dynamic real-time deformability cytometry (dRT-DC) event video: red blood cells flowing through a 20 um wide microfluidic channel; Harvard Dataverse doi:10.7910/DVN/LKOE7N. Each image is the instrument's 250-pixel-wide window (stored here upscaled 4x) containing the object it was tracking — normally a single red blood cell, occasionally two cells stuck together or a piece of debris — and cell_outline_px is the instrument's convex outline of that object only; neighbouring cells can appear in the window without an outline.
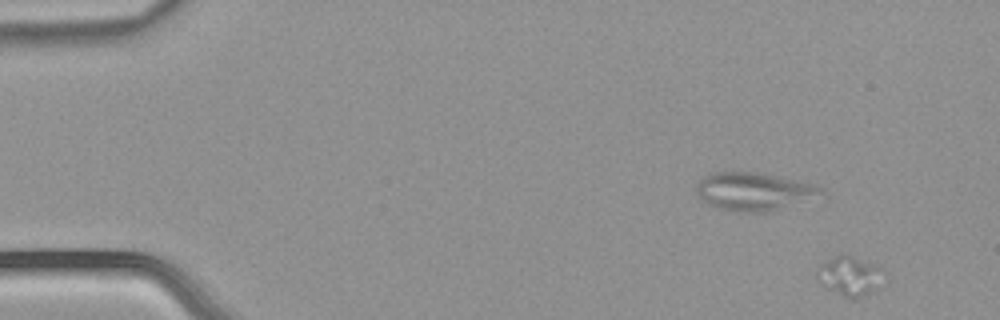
{"species": "common noctule bat (a hibernating species)", "species_latin": "Nyctalus noctula", "temperature_condition": "warm", "stored_images_in_passage": 7, "segment_of_instrument_passage": [2, 3], "camera_frame_rate_fps": 3000, "um_per_image_px": 0.085, "animal": {"sex": "male", "body_mass_g": 21.5, "forearm_length_mm": 52.0}, "frame": {"image": 1, "passage_image": 2, "time_ms": 0.333, "image_size_px": [1000, 320], "cell_outline_px": [[880, 268], [876, 292], [856, 300], [852, 300], [824, 288], [816, 280], [816, 272], [820, 264], [832, 256], [840, 252], [852, 256], [872, 264]], "centroid_in_image_um": [72.11, 23.49], "position_along_channel_um": 12.9, "area_um2": 15.49}}